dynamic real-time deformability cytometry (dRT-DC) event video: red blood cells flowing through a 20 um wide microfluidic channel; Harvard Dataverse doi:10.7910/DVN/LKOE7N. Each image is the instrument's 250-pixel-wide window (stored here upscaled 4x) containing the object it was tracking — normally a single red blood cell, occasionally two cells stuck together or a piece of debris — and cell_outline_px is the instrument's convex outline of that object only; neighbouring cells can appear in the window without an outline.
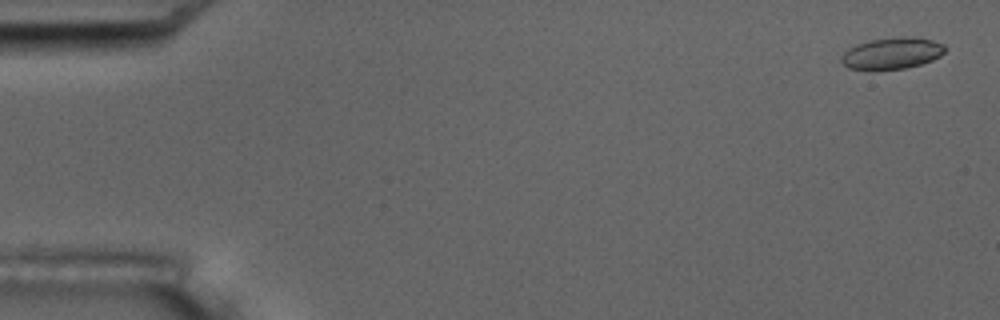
{"species": "common noctule bat (a hibernating species)", "species_latin": "Nyctalus noctula", "temperature_condition": "room temperature", "stored_images_in_passage": 7, "camera_frame_rate_fps": 3000, "um_per_image_px": 0.085, "animal": {"sex": "male", "body_mass_g": 17.5, "forearm_length_mm": 52.3}, "frame": {"image": 1, "passage_image": 1, "time_ms": 0.0, "image_size_px": [1000, 320], "cell_outline_px": [[948, 48], [940, 56], [932, 60], [920, 64], [904, 68], [872, 72], [848, 68], [840, 60], [840, 56], [844, 52], [856, 44], [868, 40], [904, 36], [912, 36], [932, 40], [944, 44]], "centroid_in_image_um": [75.79, 4.55], "position_along_channel_um": 9.2, "area_um2": 19.59}}
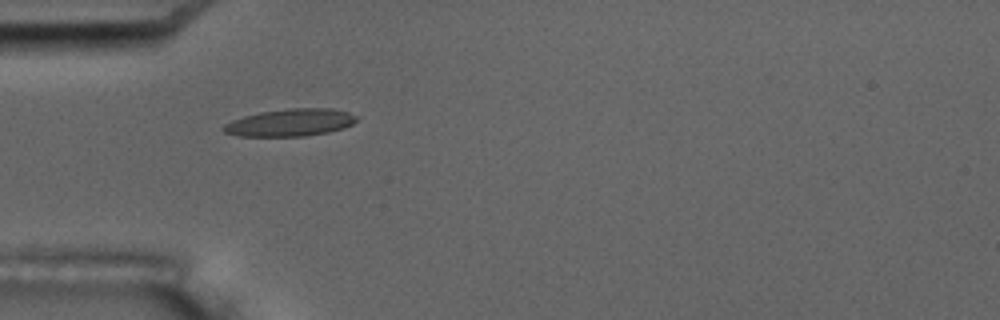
{"frame": {"image": 2, "passage_image": 5, "time_ms": 5.333, "image_size_px": [1000, 320], "cell_outline_px": [[360, 116], [352, 124], [344, 128], [328, 132], [304, 136], [240, 136], [224, 132], [220, 128], [224, 124], [232, 120], [244, 116], [260, 112], [288, 108], [332, 108], [348, 112]], "centroid_in_image_um": [24.68, 10.41], "position_along_channel_um": 60.3, "area_um2": 21.33}}